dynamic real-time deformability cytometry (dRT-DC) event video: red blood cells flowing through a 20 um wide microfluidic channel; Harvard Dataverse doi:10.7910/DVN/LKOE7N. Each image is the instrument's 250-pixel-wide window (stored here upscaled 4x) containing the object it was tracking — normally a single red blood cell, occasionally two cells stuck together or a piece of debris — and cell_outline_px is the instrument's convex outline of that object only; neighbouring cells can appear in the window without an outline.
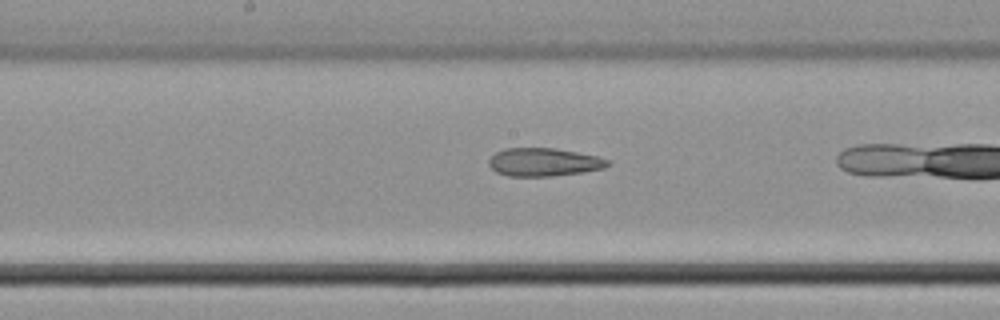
{"species": "common noctule bat (a hibernating species)", "species_latin": "Nyctalus noctula", "temperature_condition": "cold", "stored_images_in_passage": 17, "camera_frame_rate_fps": 3000, "um_per_image_px": 0.085, "animal": {"sex": "male", "body_mass_g": 21.5, "forearm_length_mm": 52.0}, "frame": {"image": 1, "passage_image": 8, "time_ms": 2.333, "image_size_px": [1000, 320], "cell_outline_px": [[612, 164], [604, 168], [580, 172], [552, 176], [508, 176], [496, 172], [488, 164], [488, 160], [496, 152], [504, 148], [556, 148], [596, 156], [608, 160]], "centroid_in_image_um": [46.2, 13.78], "position_along_channel_um": 202.0, "area_um2": 19.42}}